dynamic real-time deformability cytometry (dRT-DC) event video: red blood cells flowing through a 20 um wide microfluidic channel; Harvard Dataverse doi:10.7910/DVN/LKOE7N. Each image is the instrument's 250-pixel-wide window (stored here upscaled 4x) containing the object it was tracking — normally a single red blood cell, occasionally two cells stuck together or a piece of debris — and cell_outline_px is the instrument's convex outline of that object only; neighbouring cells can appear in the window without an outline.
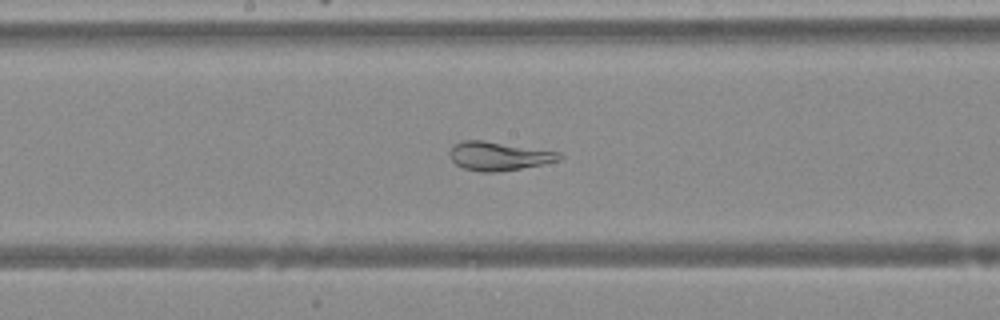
{"species": "Egyptian fruit bat (a non-hibernating species)", "species_latin": "Rousettus aegyptiacus", "temperature_condition": "warm", "stored_images_in_passage": 30, "camera_frame_rate_fps": 3000, "um_per_image_px": 0.085, "animal": {"sex": "female"}, "frame": {"image": 1, "passage_image": 13, "time_ms": 4.0, "image_size_px": [1000, 320], "cell_outline_px": [[564, 156], [560, 160], [520, 168], [496, 172], [480, 172], [464, 168], [456, 164], [452, 160], [448, 152], [456, 144], [464, 140], [484, 140], [560, 152]], "centroid_in_image_um": [42.39, 13.26], "position_along_channel_um": 205.8, "area_um2": 18.15}}